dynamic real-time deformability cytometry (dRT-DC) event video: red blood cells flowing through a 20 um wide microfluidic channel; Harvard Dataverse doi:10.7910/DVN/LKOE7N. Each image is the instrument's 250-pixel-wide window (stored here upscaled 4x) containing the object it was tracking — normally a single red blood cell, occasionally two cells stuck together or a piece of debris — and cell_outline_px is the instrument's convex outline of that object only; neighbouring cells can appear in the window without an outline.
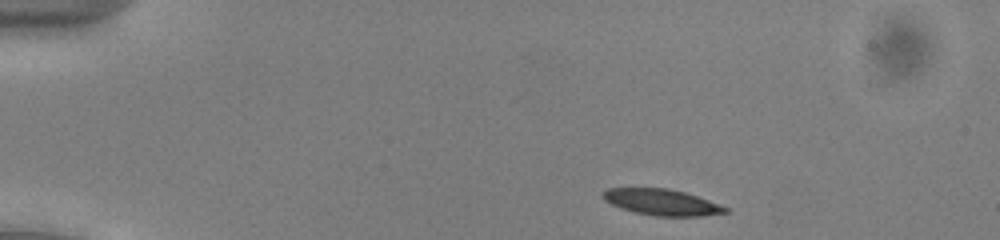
{"species": "common noctule bat (a hibernating species)", "species_latin": "Nyctalus noctula", "temperature_condition": "cold", "stored_images_in_passage": 20, "camera_frame_rate_fps": 3000, "um_per_image_px": 0.085, "animal": {"sex": "male", "body_mass_g": 13.0, "forearm_length_mm": 53.1}, "frame": {"image": 1, "passage_image": 1, "time_ms": 0.0, "image_size_px": [1000, 240], "cell_outline_px": [[728, 212], [704, 216], [656, 216], [636, 212], [620, 208], [604, 200], [604, 192], [608, 188], [668, 188], [684, 192], [708, 200], [728, 208]], "centroid_in_image_um": [56.26, 17.19], "position_along_channel_um": 28.7, "area_um2": 18.38}}
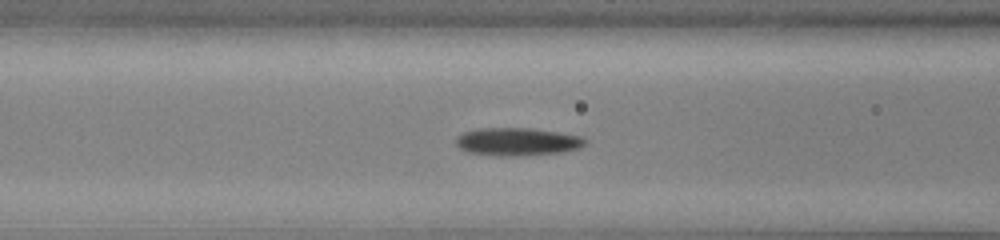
{"frame": {"image": 2, "passage_image": 14, "time_ms": 4.333, "image_size_px": [1000, 240], "cell_outline_px": [[588, 140], [580, 148], [560, 152], [516, 156], [496, 156], [468, 152], [460, 148], [456, 144], [456, 136], [464, 132], [480, 128], [528, 128], [556, 132], [580, 136]], "centroid_in_image_um": [43.94, 12.05], "position_along_channel_um": 122.7, "area_um2": 20.87}}
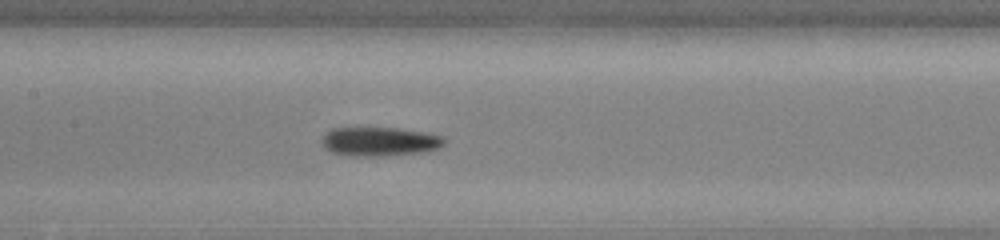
{"frame": {"image": 3, "passage_image": 18, "time_ms": 5.667, "image_size_px": [1000, 240], "cell_outline_px": [[444, 144], [436, 148], [420, 152], [384, 156], [352, 156], [332, 152], [324, 148], [320, 144], [320, 140], [332, 128], [396, 128], [424, 132], [444, 136]], "centroid_in_image_um": [32.22, 12.03], "position_along_channel_um": 175.2, "area_um2": 20.58}}